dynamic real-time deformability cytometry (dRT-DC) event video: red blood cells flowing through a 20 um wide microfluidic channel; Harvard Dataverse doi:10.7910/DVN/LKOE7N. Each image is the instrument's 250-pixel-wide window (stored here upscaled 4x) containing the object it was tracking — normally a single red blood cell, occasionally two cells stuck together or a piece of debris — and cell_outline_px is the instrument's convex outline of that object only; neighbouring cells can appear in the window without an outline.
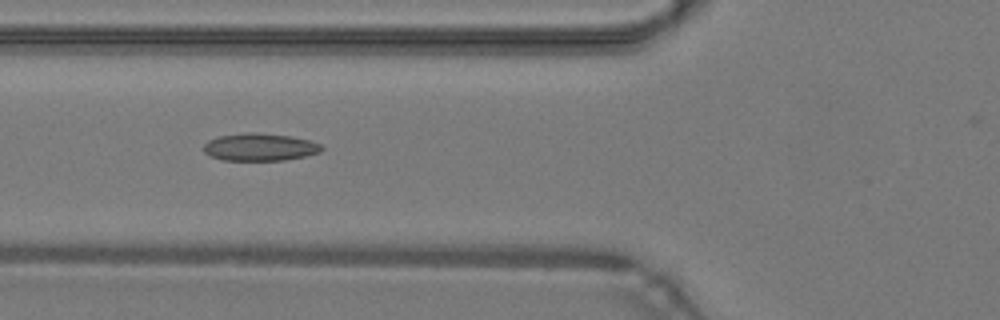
{"species": "common noctule bat (a hibernating species)", "species_latin": "Nyctalus noctula", "temperature_condition": "warm", "stored_images_in_passage": 36, "camera_frame_rate_fps": 3000, "um_per_image_px": 0.085, "animal": {"sex": "male", "body_mass_g": 19.2, "forearm_length_mm": 51.8}, "frame": {"image": 1, "passage_image": 6, "time_ms": 1.667, "image_size_px": [1000, 320], "cell_outline_px": [[324, 148], [320, 152], [304, 156], [284, 160], [220, 160], [204, 152], [204, 144], [208, 140], [220, 136], [252, 132], [256, 132], [292, 136], [308, 140], [320, 144]], "centroid_in_image_um": [22.09, 12.5], "position_along_channel_um": 103.7, "area_um2": 18.79}}
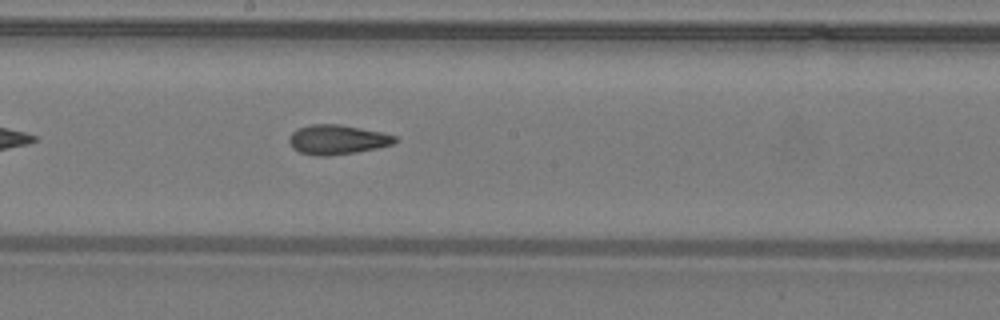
{"frame": {"image": 2, "passage_image": 14, "time_ms": 4.333, "image_size_px": [1000, 320], "cell_outline_px": [[400, 140], [392, 144], [376, 148], [356, 152], [328, 156], [316, 156], [300, 152], [292, 148], [288, 140], [292, 132], [296, 128], [312, 124], [340, 124], [384, 132], [396, 136]], "centroid_in_image_um": [28.67, 11.86], "position_along_channel_um": 219.5, "area_um2": 18.44}}
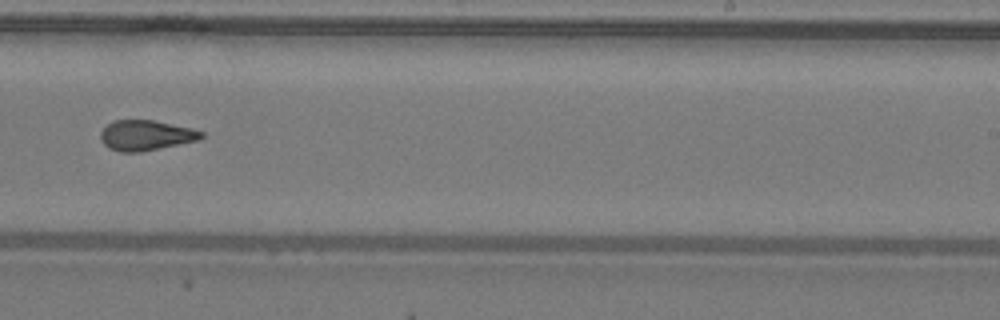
{"frame": {"image": 3, "passage_image": 18, "time_ms": 5.667, "image_size_px": [1000, 320], "cell_outline_px": [[204, 136], [200, 140], [140, 152], [120, 152], [108, 148], [100, 140], [100, 132], [108, 124], [116, 120], [156, 120], [192, 128], [204, 132]], "centroid_in_image_um": [12.42, 11.5], "position_along_channel_um": 276.6, "area_um2": 17.92}, "authors_computed_cell_mechanics": {"area_um2": 18.0336, "velocity_mm_per_s": 4.3262, "shape_relaxation_time_tau1_ms": null, "shape_relaxation_time_tau2_ms": 2.1358, "deformation_change_tau1": null, "deformation_change_tau2": 0.1034}}